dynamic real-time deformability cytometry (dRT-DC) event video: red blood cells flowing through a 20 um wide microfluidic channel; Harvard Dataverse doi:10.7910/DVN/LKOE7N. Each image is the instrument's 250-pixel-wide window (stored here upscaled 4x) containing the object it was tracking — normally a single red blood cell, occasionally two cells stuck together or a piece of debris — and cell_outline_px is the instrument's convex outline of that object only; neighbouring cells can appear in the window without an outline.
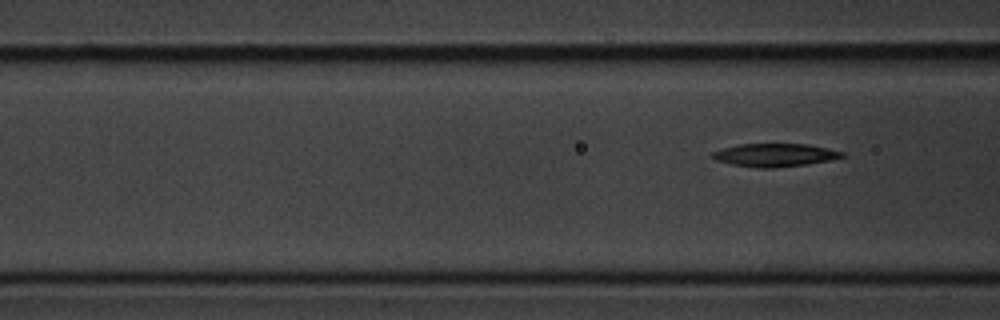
{"species": "common noctule bat (a hibernating species)", "species_latin": "Nyctalus noctula", "temperature_condition": "cold", "stored_images_in_passage": 5, "segment_of_instrument_passage": [2, 2], "camera_frame_rate_fps": 3000, "um_per_image_px": 0.085, "animal": {"sex": "male", "body_mass_g": 20.1, "forearm_length_mm": 53.5}, "frame": {"image": 1, "passage_image": 5, "time_ms": 5.333, "image_size_px": [1000, 320], "cell_outline_px": [[848, 156], [832, 160], [808, 164], [772, 168], [756, 168], [732, 164], [716, 160], [712, 156], [712, 152], [720, 148], [740, 144], [808, 144], [828, 148], [844, 152]], "centroid_in_image_um": [65.91, 13.18], "position_along_channel_um": 100.7, "area_um2": 17.63}}